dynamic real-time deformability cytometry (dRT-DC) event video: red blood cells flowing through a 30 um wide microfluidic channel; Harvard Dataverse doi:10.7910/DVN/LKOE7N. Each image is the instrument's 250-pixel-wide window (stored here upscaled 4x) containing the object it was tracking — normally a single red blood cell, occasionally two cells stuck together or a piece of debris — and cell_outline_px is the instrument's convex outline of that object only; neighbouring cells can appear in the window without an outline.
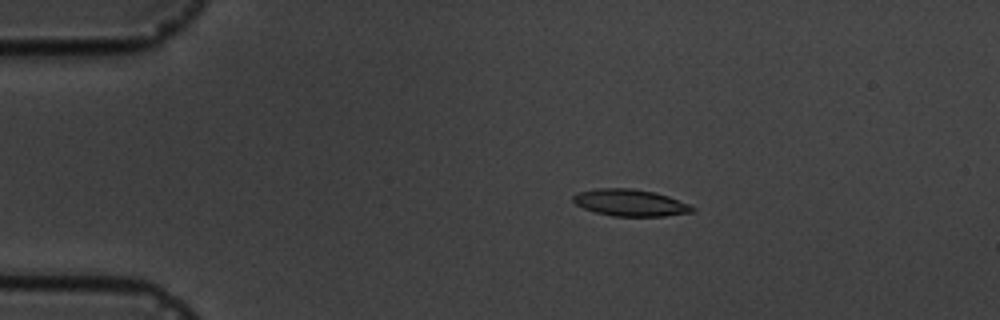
{"species": "common noctule bat (a hibernating species)", "species_latin": "Nyctalus noctula", "temperature_condition": "cold", "stored_images_in_passage": 5, "camera_frame_rate_fps": 3000, "um_per_image_px": 0.085, "animal": {"sex": "male", "body_mass_g": 19.5, "forearm_length_mm": 54.6}, "frame": {"image": 1, "passage_image": 3, "time_ms": 2.333, "image_size_px": [1000, 320], "cell_outline_px": [[696, 212], [664, 216], [612, 216], [596, 212], [584, 208], [576, 204], [572, 200], [572, 196], [580, 192], [600, 188], [632, 188], [656, 192], [668, 196], [688, 204], [696, 208]], "centroid_in_image_um": [53.61, 17.23], "position_along_channel_um": 31.4, "area_um2": 18.61}}